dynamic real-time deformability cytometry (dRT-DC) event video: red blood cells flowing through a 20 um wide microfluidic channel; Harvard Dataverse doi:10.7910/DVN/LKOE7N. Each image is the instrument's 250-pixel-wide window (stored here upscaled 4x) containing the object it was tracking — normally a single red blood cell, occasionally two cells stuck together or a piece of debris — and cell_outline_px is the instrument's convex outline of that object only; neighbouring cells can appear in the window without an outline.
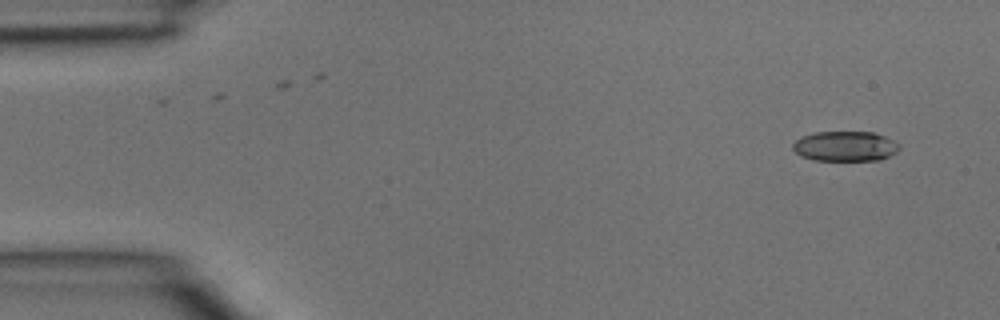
{"species": "common noctule bat (a hibernating species)", "species_latin": "Nyctalus noctula", "temperature_condition": "room temperature", "stored_images_in_passage": 2, "camera_frame_rate_fps": 3000, "um_per_image_px": 0.085, "animal": {"sex": "male", "body_mass_g": 15.6}, "frame": {"image": 1, "passage_image": 2, "time_ms": 0.333, "image_size_px": [1000, 320], "cell_outline_px": [[900, 148], [896, 152], [880, 160], [812, 160], [800, 156], [792, 148], [792, 144], [796, 140], [804, 136], [816, 132], [872, 132], [884, 136], [900, 144]], "centroid_in_image_um": [71.83, 12.43], "position_along_channel_um": 13.2, "area_um2": 18.55}}